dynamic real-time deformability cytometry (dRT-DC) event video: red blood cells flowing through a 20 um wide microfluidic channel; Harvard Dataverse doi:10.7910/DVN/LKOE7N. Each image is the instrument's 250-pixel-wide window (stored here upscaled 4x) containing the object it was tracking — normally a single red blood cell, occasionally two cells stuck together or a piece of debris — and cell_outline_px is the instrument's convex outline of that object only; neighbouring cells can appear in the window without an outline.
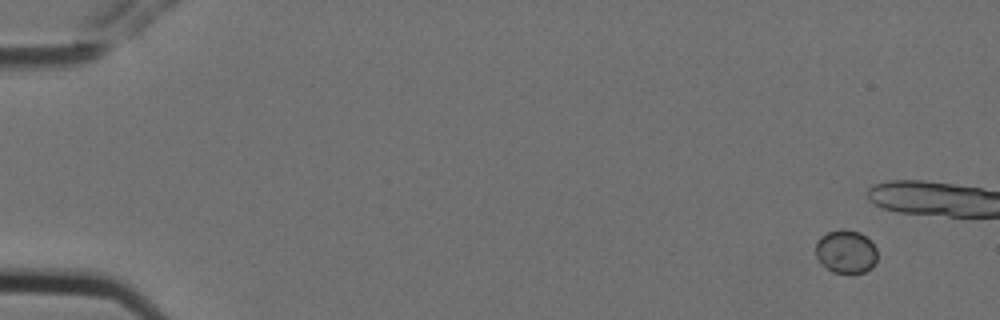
{"species": "Egyptian fruit bat (a non-hibernating species)", "species_latin": "Rousettus aegyptiacus", "temperature_condition": "cold", "stored_images_in_passage": 6, "camera_frame_rate_fps": 3000, "um_per_image_px": 0.085, "animal": {"sex": "female"}, "frame": {"image": 1, "passage_image": 1, "time_ms": 0.0, "image_size_px": [1000, 320], "cell_outline_px": [[876, 260], [872, 268], [864, 272], [852, 276], [832, 272], [816, 256], [816, 240], [820, 236], [828, 232], [840, 228], [844, 228], [860, 232], [876, 248]], "centroid_in_image_um": [71.9, 21.41], "position_along_channel_um": 13.1, "area_um2": 15.84}}